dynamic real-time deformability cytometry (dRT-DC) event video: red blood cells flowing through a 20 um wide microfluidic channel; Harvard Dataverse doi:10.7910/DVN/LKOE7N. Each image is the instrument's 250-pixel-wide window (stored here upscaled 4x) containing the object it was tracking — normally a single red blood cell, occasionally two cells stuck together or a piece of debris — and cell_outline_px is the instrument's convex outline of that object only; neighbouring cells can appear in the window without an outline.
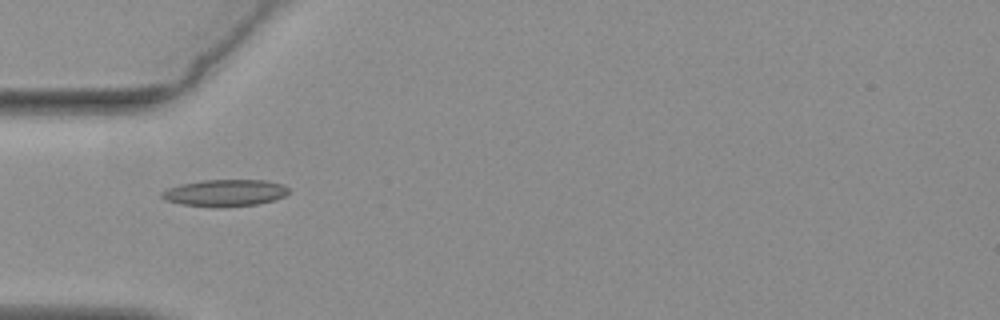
{"species": "common noctule bat (a hibernating species)", "species_latin": "Nyctalus noctula", "temperature_condition": "warm", "stored_images_in_passage": 22, "camera_frame_rate_fps": 3000, "um_per_image_px": 0.085, "animal": {"sex": "female", "body_mass_g": 19.3, "forearm_length_mm": 54.1}, "frame": {"image": 1, "passage_image": 1, "time_ms": 0.0, "image_size_px": [1000, 320], "cell_outline_px": [[288, 192], [284, 196], [272, 200], [256, 204], [180, 204], [164, 200], [160, 196], [160, 192], [168, 188], [180, 184], [204, 180], [264, 180], [280, 184], [288, 188]], "centroid_in_image_um": [19.08, 16.34], "position_along_channel_um": 65.9, "area_um2": 18.73}}
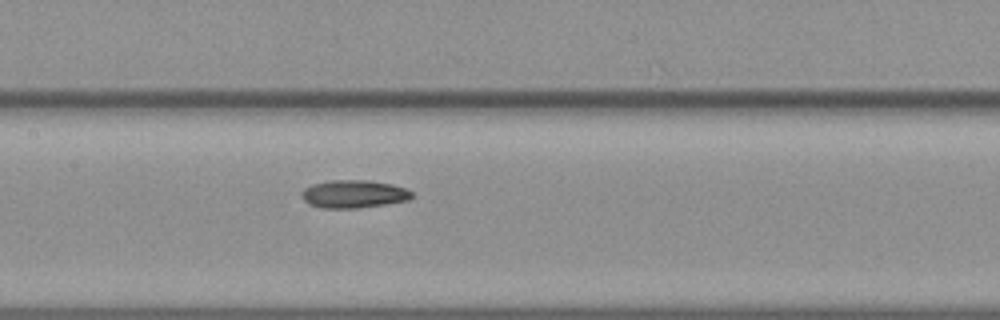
{"frame": {"image": 2, "passage_image": 10, "time_ms": 3.0, "image_size_px": [1000, 320], "cell_outline_px": [[412, 196], [408, 200], [384, 204], [356, 208], [324, 208], [308, 204], [300, 196], [300, 192], [304, 188], [312, 184], [328, 180], [368, 180], [392, 184], [404, 188], [412, 192]], "centroid_in_image_um": [30.01, 16.48], "position_along_channel_um": 177.4, "area_um2": 17.92}}
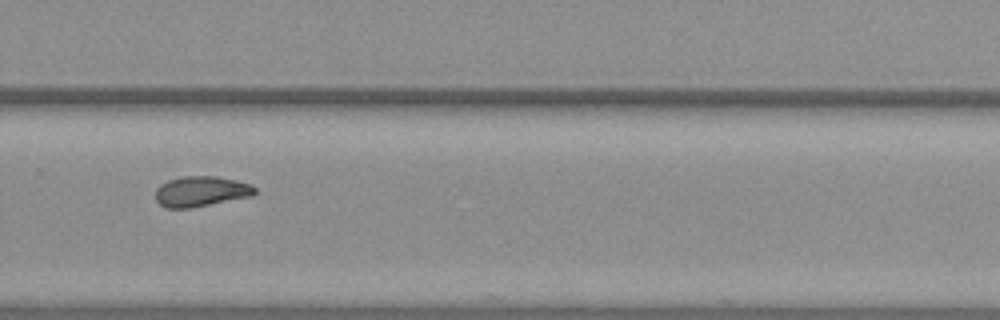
{"frame": {"image": 3, "passage_image": 21, "time_ms": 6.667, "image_size_px": [1000, 320], "cell_outline_px": [[256, 192], [252, 196], [192, 208], [164, 208], [156, 200], [156, 188], [160, 184], [168, 180], [184, 176], [216, 176], [236, 180], [252, 184], [256, 188]], "centroid_in_image_um": [17.09, 16.27], "position_along_channel_um": 312.7, "area_um2": 17.74}}